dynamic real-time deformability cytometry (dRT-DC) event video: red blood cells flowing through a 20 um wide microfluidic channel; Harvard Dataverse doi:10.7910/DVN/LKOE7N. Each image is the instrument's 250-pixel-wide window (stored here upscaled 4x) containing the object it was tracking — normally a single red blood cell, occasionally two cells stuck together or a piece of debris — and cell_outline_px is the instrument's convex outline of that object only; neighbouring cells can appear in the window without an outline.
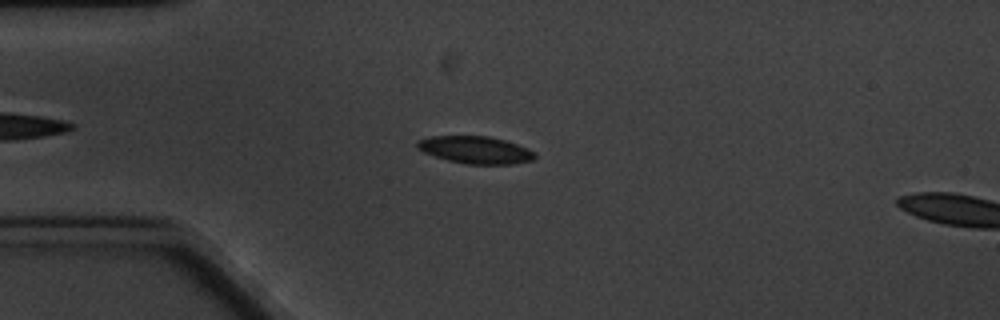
{"species": "common noctule bat (a hibernating species)", "species_latin": "Nyctalus noctula", "temperature_condition": "cold", "stored_images_in_passage": 6, "camera_frame_rate_fps": 3000, "um_per_image_px": 0.085, "animal": {"sex": "male", "body_mass_g": 20.1, "forearm_length_mm": 53.5}, "frame": {"image": 1, "passage_image": 5, "time_ms": 4.667, "image_size_px": [1000, 320], "cell_outline_px": [[536, 156], [532, 160], [512, 164], [468, 164], [448, 160], [424, 152], [416, 148], [416, 144], [420, 140], [432, 136], [488, 136], [504, 140], [528, 148], [536, 152]], "centroid_in_image_um": [40.44, 12.74], "position_along_channel_um": 44.6, "area_um2": 18.55}}